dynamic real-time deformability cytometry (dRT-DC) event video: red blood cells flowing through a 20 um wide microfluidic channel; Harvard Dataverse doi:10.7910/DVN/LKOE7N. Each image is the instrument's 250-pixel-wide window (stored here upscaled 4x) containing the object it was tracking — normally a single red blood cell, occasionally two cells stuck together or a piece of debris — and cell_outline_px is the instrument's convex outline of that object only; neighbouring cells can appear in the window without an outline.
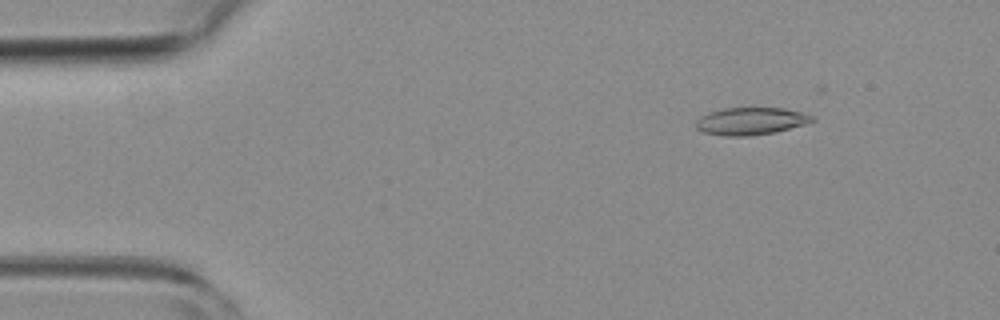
{"species": "common noctule bat (a hibernating species)", "species_latin": "Nyctalus noctula", "temperature_condition": "room temperature", "stored_images_in_passage": 52, "camera_frame_rate_fps": 3000, "um_per_image_px": 0.085, "animal": {"sex": "female", "body_mass_g": 19.3, "forearm_length_mm": 54.1}, "frame": {"image": 1, "passage_image": 7, "time_ms": 2.0, "image_size_px": [1000, 320], "cell_outline_px": [[816, 120], [804, 124], [776, 132], [748, 136], [724, 136], [704, 132], [696, 128], [696, 120], [700, 116], [708, 112], [720, 108], [784, 108], [800, 112], [812, 116]], "centroid_in_image_um": [63.78, 10.29], "position_along_channel_um": 21.2, "area_um2": 18.55}}
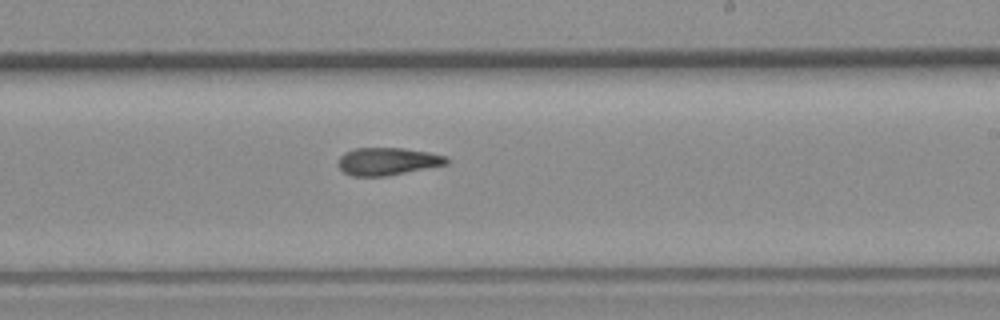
{"frame": {"image": 2, "passage_image": 31, "time_ms": 10.0, "image_size_px": [1000, 320], "cell_outline_px": [[452, 160], [448, 164], [388, 176], [352, 176], [344, 172], [336, 164], [340, 156], [344, 152], [356, 148], [404, 148], [428, 152], [448, 156]], "centroid_in_image_um": [32.97, 13.71], "position_along_channel_um": 256.0, "area_um2": 17.69}}
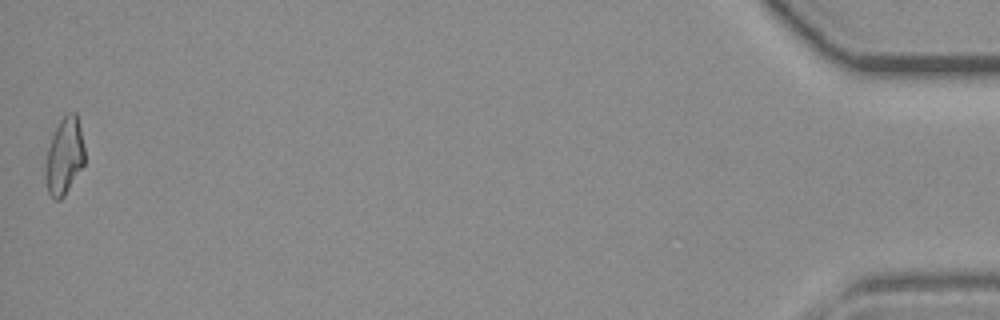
{"frame": {"image": 3, "passage_image": 52, "time_ms": 17.0, "image_size_px": [1000, 320], "cell_outline_px": [[84, 164], [64, 196], [60, 200], [56, 200], [48, 192], [44, 180], [44, 164], [48, 148], [52, 136], [60, 120], [64, 116], [72, 112], [76, 112], [80, 128], [84, 148]], "centroid_in_image_um": [5.44, 13.31], "position_along_channel_um": 429.8, "area_um2": 17.51}, "authors_computed_cell_mechanics": {"area_um2": 17.9469, "velocity_mm_per_s": 3.9559, "shape_relaxation_time_tau1_ms": null, "shape_relaxation_time_tau2_ms": 5.8968, "deformation_change_tau1": null, "deformation_change_tau2": 0.1582}}